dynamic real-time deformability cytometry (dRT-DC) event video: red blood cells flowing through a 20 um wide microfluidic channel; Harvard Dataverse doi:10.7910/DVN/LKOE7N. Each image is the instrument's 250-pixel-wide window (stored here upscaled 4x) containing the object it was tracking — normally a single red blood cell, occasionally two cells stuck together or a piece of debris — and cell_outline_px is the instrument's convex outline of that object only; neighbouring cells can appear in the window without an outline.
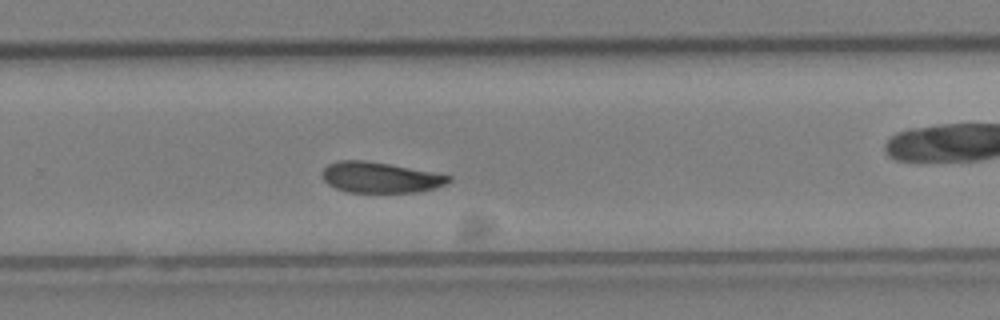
{"species": "Egyptian fruit bat (a non-hibernating species)", "species_latin": "Rousettus aegyptiacus", "temperature_condition": "cold", "stored_images_in_passage": 28, "camera_frame_rate_fps": 3000, "um_per_image_px": 0.085, "animal": {"sex": "female"}, "frame": {"image": 1, "passage_image": 16, "time_ms": 5.0, "image_size_px": [1000, 320], "cell_outline_px": [[452, 180], [436, 188], [416, 192], [348, 192], [336, 188], [328, 184], [324, 180], [324, 168], [328, 164], [336, 160], [364, 160], [388, 164], [432, 172], [452, 176]], "centroid_in_image_um": [32.32, 15.08], "position_along_channel_um": 297.5, "area_um2": 22.37}}
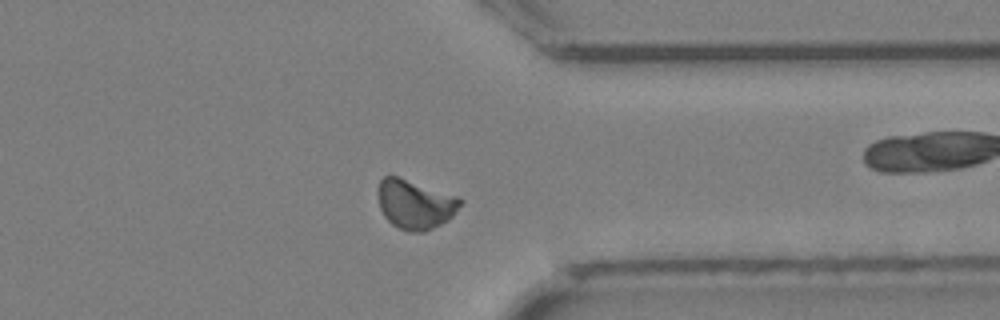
{"frame": {"image": 2, "passage_image": 20, "time_ms": 6.333, "image_size_px": [1000, 320], "cell_outline_px": [[464, 200], [452, 216], [448, 220], [424, 232], [408, 232], [392, 224], [384, 216], [380, 208], [376, 196], [376, 192], [380, 180], [384, 176], [396, 176], [456, 196]], "centroid_in_image_um": [35.24, 17.37], "position_along_channel_um": 376.2, "area_um2": 23.52}}